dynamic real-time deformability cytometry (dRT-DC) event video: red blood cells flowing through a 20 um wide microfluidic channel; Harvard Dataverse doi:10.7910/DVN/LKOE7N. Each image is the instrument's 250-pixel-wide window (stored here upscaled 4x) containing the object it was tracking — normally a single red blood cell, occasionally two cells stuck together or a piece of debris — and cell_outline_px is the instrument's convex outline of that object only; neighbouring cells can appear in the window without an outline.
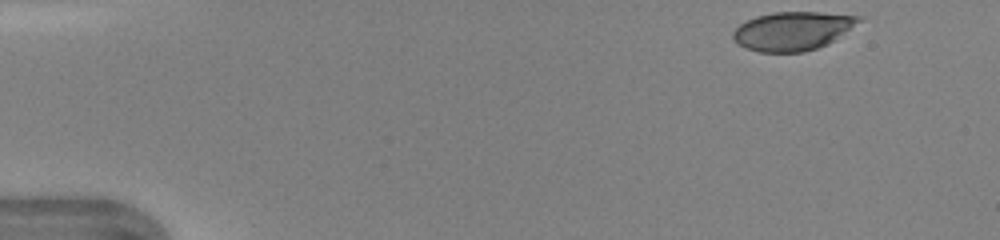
{"species": "human", "species_latin": "Homo sapiens", "temperature_condition": "warm", "stored_images_in_passage": 43, "camera_frame_rate_fps": 3000, "um_per_image_px": 0.085, "donor": {"sex": "female"}, "frame": {"image": 1, "passage_image": 1, "time_ms": 0.0, "image_size_px": [1000, 240], "cell_outline_px": [[864, 20], [828, 44], [804, 52], [760, 52], [744, 48], [732, 36], [732, 32], [740, 24], [756, 16], [772, 12], [820, 12], [860, 16]], "centroid_in_image_um": [67.39, 2.63], "position_along_channel_um": 17.6, "area_um2": 28.32}}
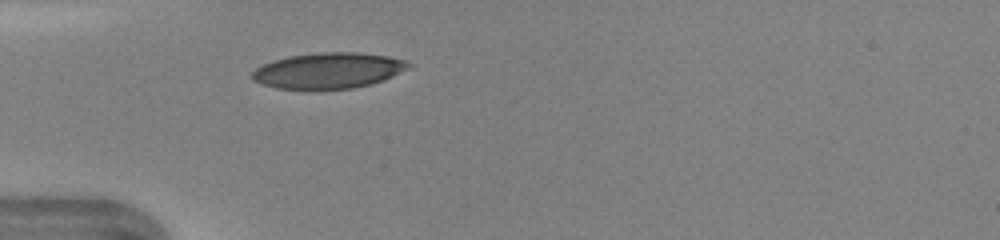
{"frame": {"image": 2, "passage_image": 11, "time_ms": 3.333, "image_size_px": [1000, 240], "cell_outline_px": [[412, 68], [384, 80], [352, 88], [312, 92], [276, 88], [252, 80], [252, 72], [256, 68], [272, 60], [288, 56], [320, 52], [356, 52], [388, 56], [408, 60], [412, 64]], "centroid_in_image_um": [27.93, 6.03], "position_along_channel_um": 57.1, "area_um2": 33.58}}
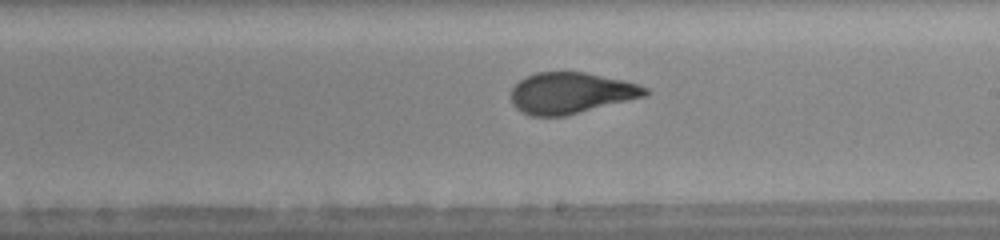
{"frame": {"image": 3, "passage_image": 24, "time_ms": 7.667, "image_size_px": [1000, 240], "cell_outline_px": [[652, 92], [648, 96], [564, 116], [532, 116], [520, 112], [512, 104], [512, 88], [520, 80], [536, 72], [588, 72], [624, 80], [640, 84], [648, 88]], "centroid_in_image_um": [48.59, 7.9], "position_along_channel_um": 240.4, "area_um2": 32.48}, "authors_computed_cell_mechanics": {"area_um2": 32.2524, "velocity_mm_per_s": 4.3986, "shape_relaxation_time_tau1_ms": 4.0544, "shape_relaxation_time_tau2_ms": 0.7536, "deformation_change_tau1": 0.1927, "deformation_change_tau2": 0.0705}}